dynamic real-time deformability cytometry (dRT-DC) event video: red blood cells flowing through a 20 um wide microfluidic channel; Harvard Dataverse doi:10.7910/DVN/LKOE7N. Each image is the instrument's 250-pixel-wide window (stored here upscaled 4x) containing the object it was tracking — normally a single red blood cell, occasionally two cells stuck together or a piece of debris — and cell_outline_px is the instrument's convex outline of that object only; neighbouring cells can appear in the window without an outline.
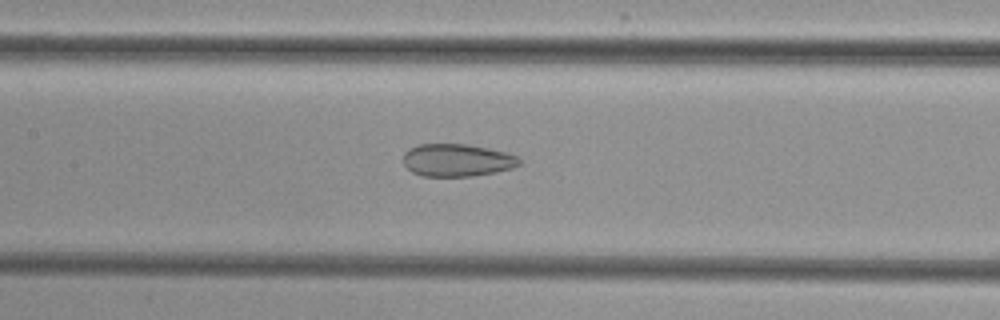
{"species": "common noctule bat (a hibernating species)", "species_latin": "Nyctalus noctula", "temperature_condition": "cold", "stored_images_in_passage": 47, "camera_frame_rate_fps": 3000, "um_per_image_px": 0.085, "animal": {"sex": "female", "body_mass_g": 29.2, "forearm_length_mm": 56.3}, "frame": {"image": 1, "passage_image": 19, "time_ms": 6.0, "image_size_px": [1000, 320], "cell_outline_px": [[524, 164], [512, 168], [496, 172], [472, 176], [424, 176], [412, 172], [404, 164], [404, 152], [408, 148], [420, 144], [468, 144], [508, 152], [524, 160]], "centroid_in_image_um": [38.91, 13.61], "position_along_channel_um": 168.5, "area_um2": 22.31}}
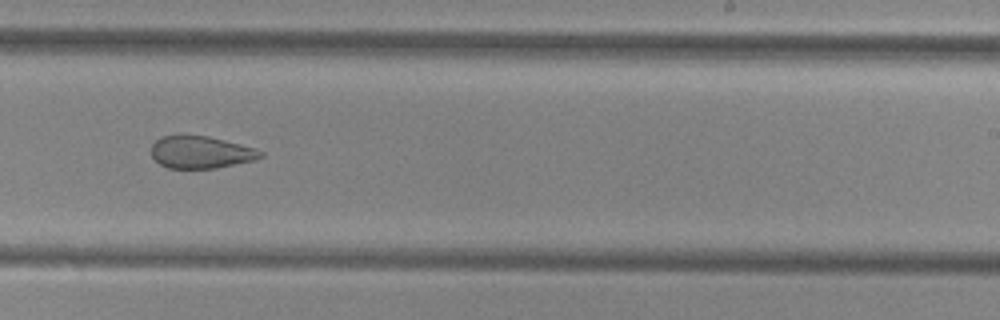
{"frame": {"image": 2, "passage_image": 27, "time_ms": 8.667, "image_size_px": [1000, 320], "cell_outline_px": [[264, 156], [256, 160], [216, 168], [168, 168], [160, 164], [152, 156], [152, 144], [160, 136], [180, 132], [208, 136], [256, 148], [264, 152]], "centroid_in_image_um": [17.06, 12.9], "position_along_channel_um": 271.9, "area_um2": 21.15}}
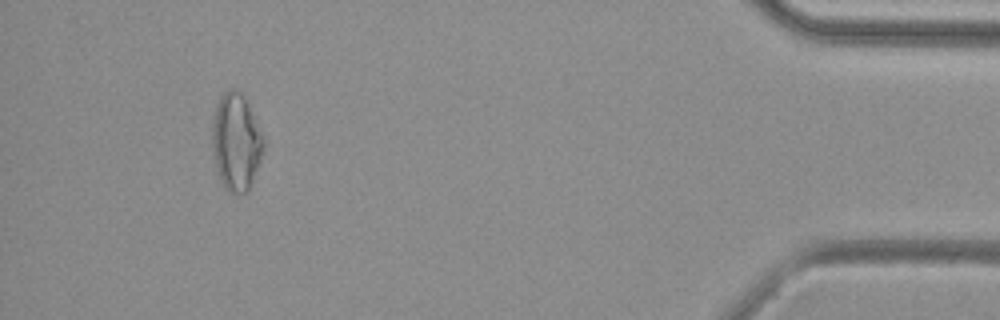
{"frame": {"image": 3, "passage_image": 43, "time_ms": 14.0, "image_size_px": [1000, 320], "cell_outline_px": [[264, 144], [260, 160], [248, 192], [228, 192], [224, 188], [216, 172], [212, 152], [212, 124], [216, 104], [220, 96], [228, 88], [236, 88], [248, 100], [264, 136]], "centroid_in_image_um": [20.06, 12.02], "position_along_channel_um": 415.1, "area_um2": 29.59}}